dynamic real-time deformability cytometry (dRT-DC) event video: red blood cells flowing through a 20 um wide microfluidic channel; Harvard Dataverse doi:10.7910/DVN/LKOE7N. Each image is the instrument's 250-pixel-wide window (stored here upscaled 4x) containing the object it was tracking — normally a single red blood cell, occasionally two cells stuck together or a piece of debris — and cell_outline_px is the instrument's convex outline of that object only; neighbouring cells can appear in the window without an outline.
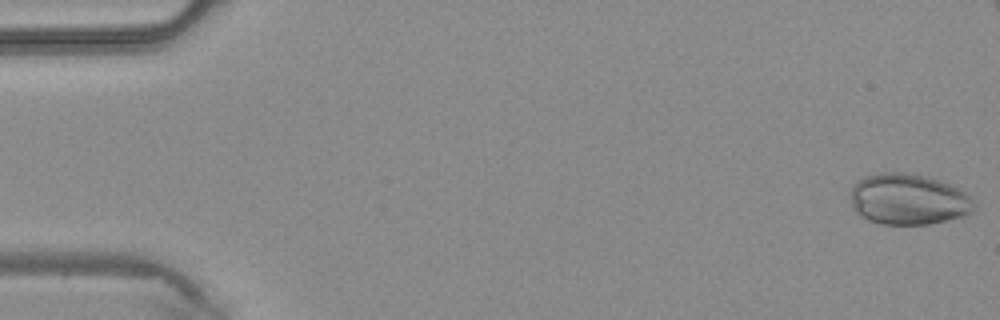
{"species": "common noctule bat (a hibernating species)", "species_latin": "Nyctalus noctula", "temperature_condition": "warm", "stored_images_in_passage": 44, "camera_frame_rate_fps": 3000, "um_per_image_px": 0.085, "animal": {"sex": "male", "body_mass_g": 20.4}, "frame": {"image": 1, "passage_image": 1, "time_ms": 0.0, "image_size_px": [1000, 320], "cell_outline_px": [[976, 208], [972, 212], [964, 216], [928, 224], [880, 224], [868, 220], [860, 216], [852, 208], [852, 188], [864, 176], [880, 172], [900, 172], [924, 176], [940, 180], [960, 188], [976, 204]], "centroid_in_image_um": [77.23, 16.95], "position_along_channel_um": 7.8, "area_um2": 36.7}}
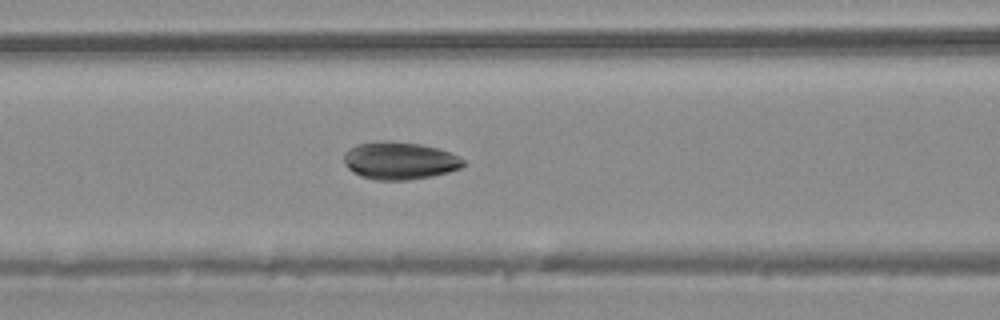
{"frame": {"image": 2, "passage_image": 18, "time_ms": 5.667, "image_size_px": [1000, 320], "cell_outline_px": [[464, 164], [460, 168], [448, 172], [432, 176], [408, 180], [376, 180], [360, 176], [352, 172], [344, 164], [344, 152], [348, 148], [356, 144], [380, 140], [384, 140], [420, 144], [436, 148], [448, 152], [464, 160]], "centroid_in_image_um": [33.9, 13.65], "position_along_channel_um": 132.7, "area_um2": 26.18}}
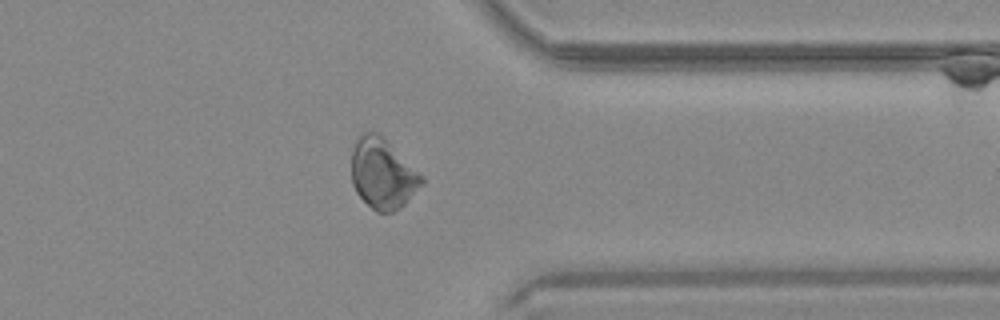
{"frame": {"image": 3, "passage_image": 34, "time_ms": 11.0, "image_size_px": [1000, 320], "cell_outline_px": [[424, 184], [400, 208], [392, 212], [376, 212], [356, 192], [352, 184], [352, 148], [360, 132], [376, 132], [384, 136], [424, 176]], "centroid_in_image_um": [32.54, 14.73], "position_along_channel_um": 378.9, "area_um2": 29.07}}